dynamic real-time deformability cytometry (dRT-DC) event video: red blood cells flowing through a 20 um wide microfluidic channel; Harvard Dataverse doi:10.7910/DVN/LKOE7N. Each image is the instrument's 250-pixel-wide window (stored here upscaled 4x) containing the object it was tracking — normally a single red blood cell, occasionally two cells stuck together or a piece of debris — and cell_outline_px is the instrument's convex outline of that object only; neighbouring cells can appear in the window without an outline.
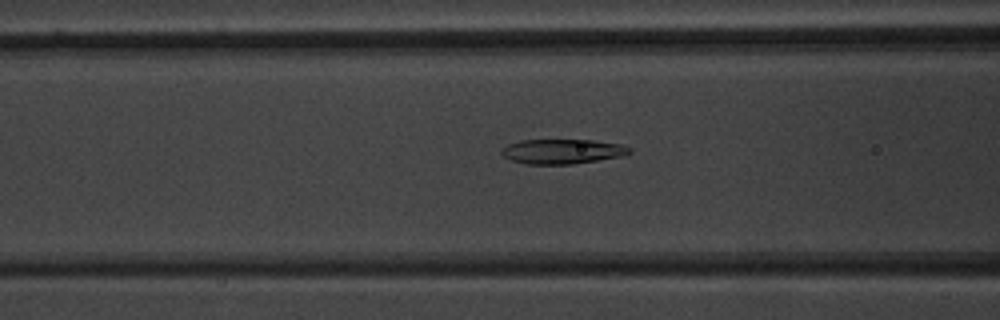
{"species": "common noctule bat (a hibernating species)", "species_latin": "Nyctalus noctula", "temperature_condition": "warm", "stored_images_in_passage": 40, "camera_frame_rate_fps": 3000, "um_per_image_px": 0.085, "animal": {"sex": "male", "body_mass_g": 20.1, "forearm_length_mm": 53.5}, "frame": {"image": 1, "passage_image": 19, "time_ms": 6.0, "image_size_px": [1000, 320], "cell_outline_px": [[632, 152], [620, 156], [572, 164], [524, 164], [512, 160], [504, 156], [500, 152], [508, 144], [520, 140], [592, 140], [620, 144], [632, 148]], "centroid_in_image_um": [47.79, 12.87], "position_along_channel_um": 118.8, "area_um2": 18.26}}
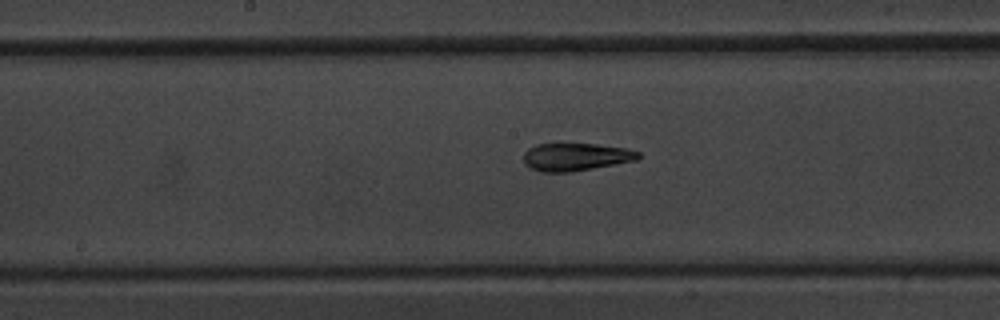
{"frame": {"image": 2, "passage_image": 25, "time_ms": 8.0, "image_size_px": [1000, 320], "cell_outline_px": [[640, 156], [636, 160], [592, 168], [568, 172], [540, 172], [524, 164], [524, 152], [528, 148], [536, 144], [552, 140], [560, 140], [596, 144], [628, 148], [640, 152]], "centroid_in_image_um": [48.87, 13.27], "position_along_channel_um": 199.3, "area_um2": 19.42}}
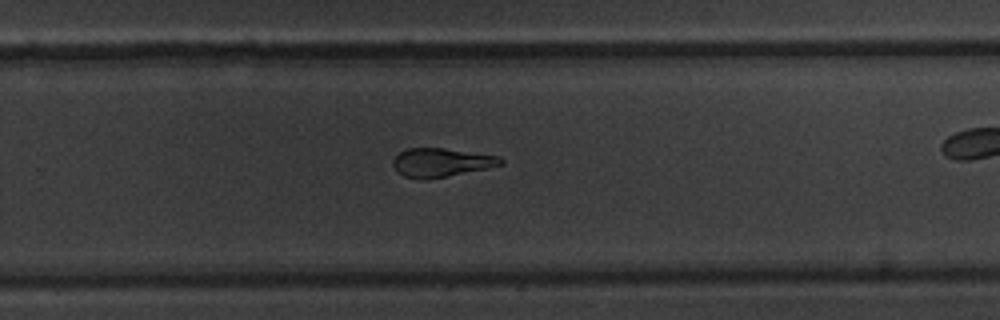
{"frame": {"image": 3, "passage_image": 32, "time_ms": 10.333, "image_size_px": [1000, 320], "cell_outline_px": [[504, 164], [448, 176], [424, 180], [420, 180], [404, 176], [396, 172], [392, 164], [392, 160], [400, 152], [408, 148], [444, 148], [500, 156], [504, 160]], "centroid_in_image_um": [37.48, 13.82], "position_along_channel_um": 292.3, "area_um2": 18.09}}